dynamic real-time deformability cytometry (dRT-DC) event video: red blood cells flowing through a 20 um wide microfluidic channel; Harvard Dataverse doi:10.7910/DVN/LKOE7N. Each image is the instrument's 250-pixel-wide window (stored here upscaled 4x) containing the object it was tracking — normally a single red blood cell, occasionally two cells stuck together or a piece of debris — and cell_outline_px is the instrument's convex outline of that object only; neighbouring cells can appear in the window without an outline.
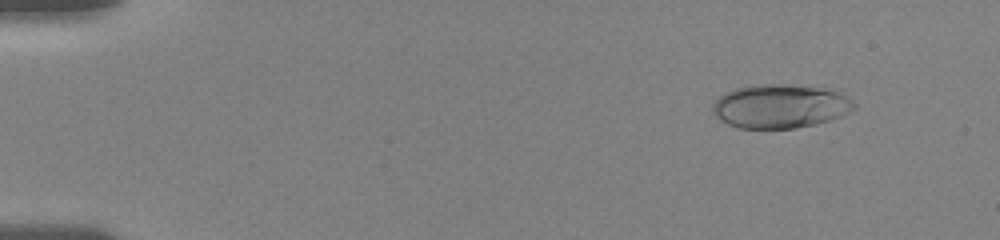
{"species": "human", "species_latin": "Homo sapiens", "temperature_condition": "room temperature", "stored_images_in_passage": 39, "camera_frame_rate_fps": 3000, "um_per_image_px": 0.085, "donor": {"sex": "female"}, "frame": {"image": 1, "passage_image": 2, "time_ms": 1.0, "image_size_px": [1000, 240], "cell_outline_px": [[856, 108], [840, 116], [828, 120], [796, 128], [740, 128], [728, 124], [720, 120], [712, 112], [712, 104], [720, 96], [736, 88], [760, 84], [784, 84], [836, 88], [852, 100], [856, 104]], "centroid_in_image_um": [66.36, 9.01], "position_along_channel_um": 18.6, "area_um2": 36.3}}
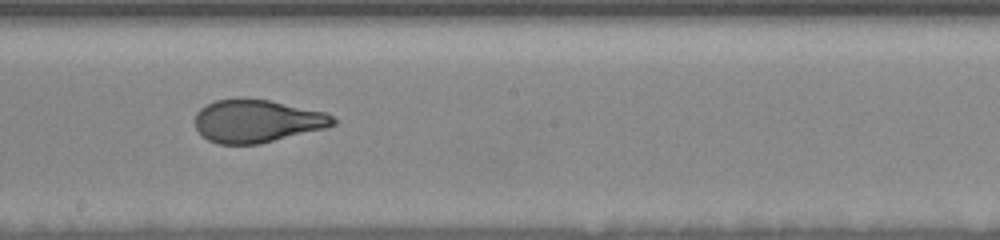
{"frame": {"image": 2, "passage_image": 17, "time_ms": 9.667, "image_size_px": [1000, 240], "cell_outline_px": [[336, 124], [324, 128], [260, 144], [216, 144], [208, 140], [196, 128], [196, 112], [200, 108], [216, 100], [236, 96], [244, 96], [268, 100], [328, 112], [336, 120]], "centroid_in_image_um": [21.84, 10.26], "position_along_channel_um": 226.4, "area_um2": 34.85}}
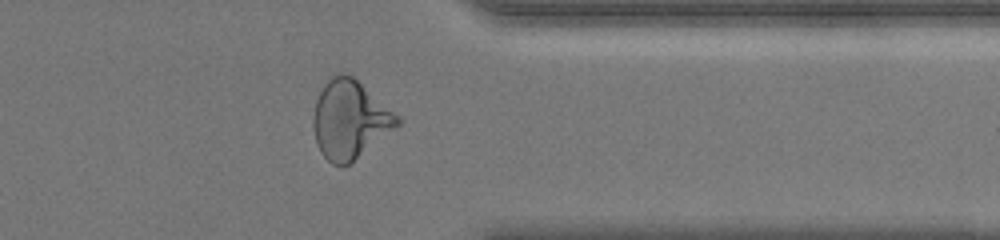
{"frame": {"image": 3, "passage_image": 29, "time_ms": 14.0, "image_size_px": [1000, 240], "cell_outline_px": [[400, 124], [396, 128], [348, 164], [332, 164], [320, 152], [316, 144], [312, 128], [312, 116], [316, 100], [324, 84], [332, 76], [340, 72], [352, 76], [400, 116]], "centroid_in_image_um": [29.71, 10.15], "position_along_channel_um": 381.7, "area_um2": 38.09}, "authors_computed_cell_mechanics": {"area_um2": 35.547, "velocity_mm_per_s": 3.6722, "shape_relaxation_time_tau1_ms": 5.5285, "shape_relaxation_time_tau2_ms": 0.7324, "deformation_change_tau1": 0.2073, "deformation_change_tau2": 0.0779}}